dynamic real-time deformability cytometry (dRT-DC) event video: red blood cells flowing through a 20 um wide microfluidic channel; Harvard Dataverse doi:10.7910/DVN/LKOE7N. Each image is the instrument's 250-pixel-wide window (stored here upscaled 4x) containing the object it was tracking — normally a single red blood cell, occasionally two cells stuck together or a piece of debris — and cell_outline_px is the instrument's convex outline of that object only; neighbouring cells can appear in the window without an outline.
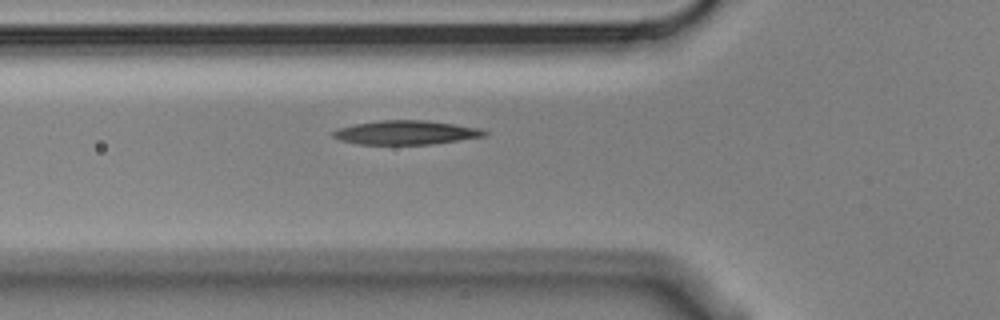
{"species": "Egyptian fruit bat (a non-hibernating species)", "species_latin": "Rousettus aegyptiacus", "temperature_condition": "cold", "stored_images_in_passage": 3, "camera_frame_rate_fps": 3000, "um_per_image_px": 0.085, "animal": {"sex": "male"}, "frame": {"image": 1, "passage_image": 3, "time_ms": 0.667, "image_size_px": [1000, 320], "cell_outline_px": [[488, 132], [484, 136], [432, 144], [356, 144], [340, 140], [332, 136], [332, 132], [340, 128], [356, 124], [380, 120], [424, 120], [480, 128]], "centroid_in_image_um": [34.48, 11.27], "position_along_channel_um": 91.3, "area_um2": 20.87}}